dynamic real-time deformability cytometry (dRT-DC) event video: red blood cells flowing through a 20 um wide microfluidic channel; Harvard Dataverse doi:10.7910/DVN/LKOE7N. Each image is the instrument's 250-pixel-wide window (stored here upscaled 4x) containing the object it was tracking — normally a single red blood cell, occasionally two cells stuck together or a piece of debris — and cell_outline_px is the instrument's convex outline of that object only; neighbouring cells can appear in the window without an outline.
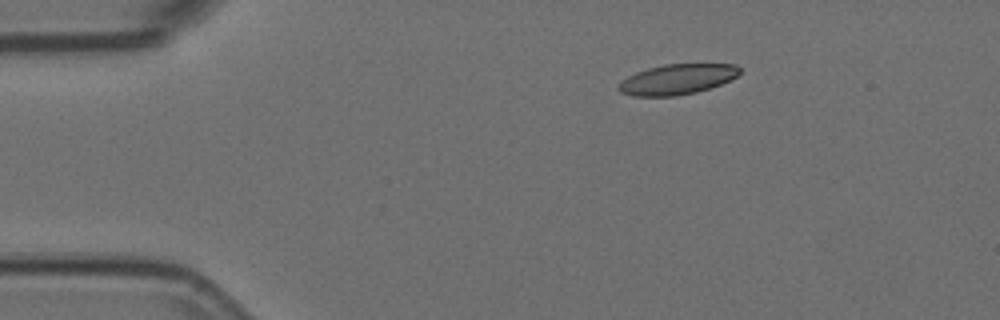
{"species": "Egyptian fruit bat (a non-hibernating species)", "species_latin": "Rousettus aegyptiacus", "temperature_condition": "room temperature", "stored_images_in_passage": 3, "camera_frame_rate_fps": 3000, "um_per_image_px": 0.085, "animal": {"sex": "female"}, "frame": {"image": 1, "passage_image": 1, "time_ms": 0.0, "image_size_px": [1000, 320], "cell_outline_px": [[740, 72], [736, 76], [720, 84], [696, 92], [676, 96], [632, 96], [620, 92], [616, 88], [628, 76], [636, 72], [648, 68], [664, 64], [736, 64], [740, 68]], "centroid_in_image_um": [57.54, 6.74], "position_along_channel_um": 27.5, "area_um2": 21.21}}
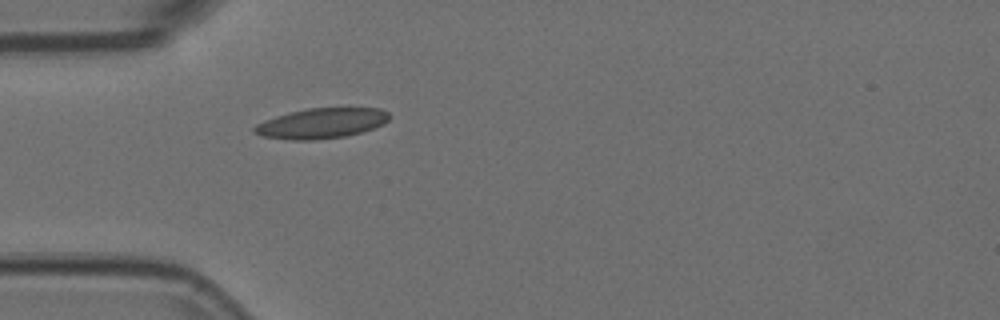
{"frame": {"image": 2, "passage_image": 3, "time_ms": 0.667, "image_size_px": [1000, 320], "cell_outline_px": [[388, 120], [384, 124], [348, 136], [312, 140], [292, 140], [260, 136], [252, 132], [252, 128], [256, 124], [264, 120], [288, 112], [308, 108], [380, 108], [388, 112]], "centroid_in_image_um": [27.27, 10.48], "position_along_channel_um": 57.7, "area_um2": 23.87}}